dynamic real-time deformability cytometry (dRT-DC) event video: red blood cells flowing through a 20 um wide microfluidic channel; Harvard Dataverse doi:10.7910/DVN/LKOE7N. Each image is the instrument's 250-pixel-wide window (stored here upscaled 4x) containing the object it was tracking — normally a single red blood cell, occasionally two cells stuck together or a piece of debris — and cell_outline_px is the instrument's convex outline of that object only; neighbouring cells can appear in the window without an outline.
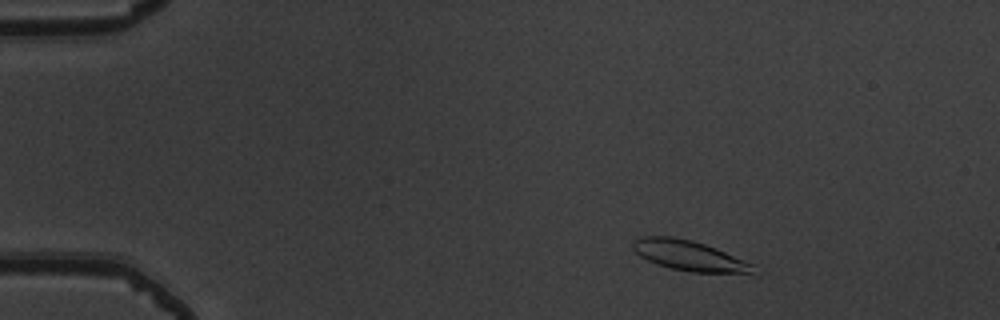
{"species": "common noctule bat (a hibernating species)", "species_latin": "Nyctalus noctula", "temperature_condition": "warm", "stored_images_in_passage": 51, "camera_frame_rate_fps": 3000, "um_per_image_px": 0.085, "animal": {"sex": "male", "body_mass_g": 19.5, "forearm_length_mm": 54.6}, "frame": {"image": 1, "passage_image": 6, "time_ms": 1.667, "image_size_px": [1000, 320], "cell_outline_px": [[764, 272], [756, 276], [692, 272], [672, 268], [648, 260], [640, 256], [632, 248], [632, 240], [640, 236], [672, 236], [692, 240], [716, 248], [756, 264]], "centroid_in_image_um": [58.83, 21.78], "position_along_channel_um": 26.2, "area_um2": 22.31}}
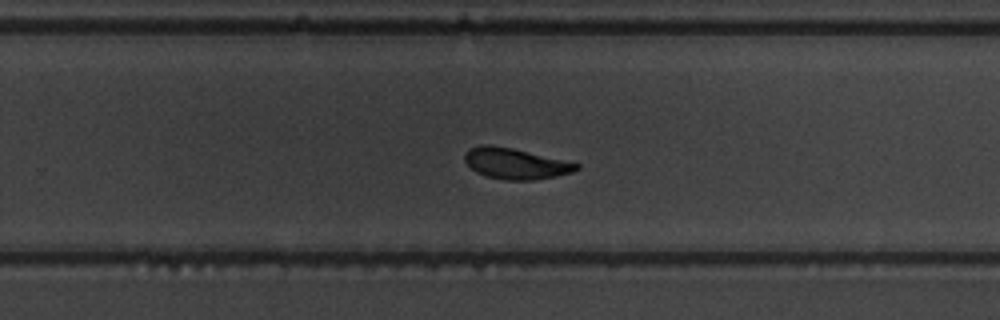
{"frame": {"image": 2, "passage_image": 33, "time_ms": 10.667, "image_size_px": [1000, 320], "cell_outline_px": [[580, 168], [572, 172], [556, 176], [532, 180], [504, 180], [488, 176], [476, 172], [464, 160], [464, 152], [468, 148], [480, 144], [488, 144], [512, 148], [580, 164]], "centroid_in_image_um": [43.78, 13.89], "position_along_channel_um": 286.0, "area_um2": 20.0}}
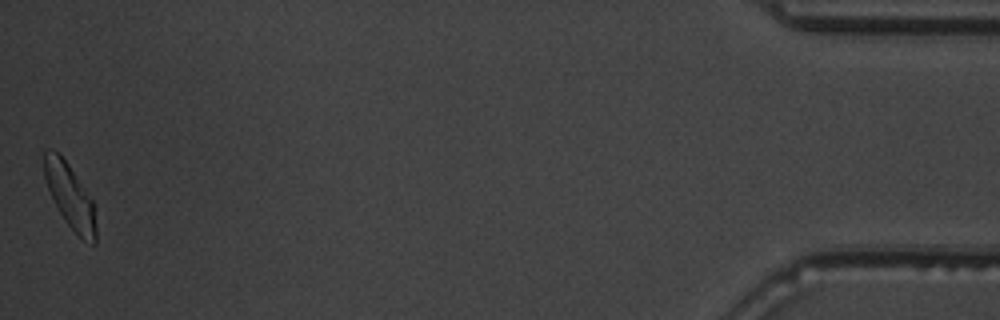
{"frame": {"image": 3, "passage_image": 51, "time_ms": 16.667, "image_size_px": [1000, 320], "cell_outline_px": [[96, 244], [92, 244], [84, 240], [68, 224], [60, 212], [48, 188], [44, 176], [44, 152], [52, 148], [68, 164], [92, 200], [96, 228]], "centroid_in_image_um": [5.95, 16.68], "position_along_channel_um": 429.3, "area_um2": 18.61}, "authors_computed_cell_mechanics": {"area_um2": 20.6346, "velocity_mm_per_s": 3.8173, "shape_relaxation_time_tau1_ms": 3.237, "shape_relaxation_time_tau2_ms": 2.5298, "deformation_change_tau1": 0.1518, "deformation_change_tau2": 0.0927}}